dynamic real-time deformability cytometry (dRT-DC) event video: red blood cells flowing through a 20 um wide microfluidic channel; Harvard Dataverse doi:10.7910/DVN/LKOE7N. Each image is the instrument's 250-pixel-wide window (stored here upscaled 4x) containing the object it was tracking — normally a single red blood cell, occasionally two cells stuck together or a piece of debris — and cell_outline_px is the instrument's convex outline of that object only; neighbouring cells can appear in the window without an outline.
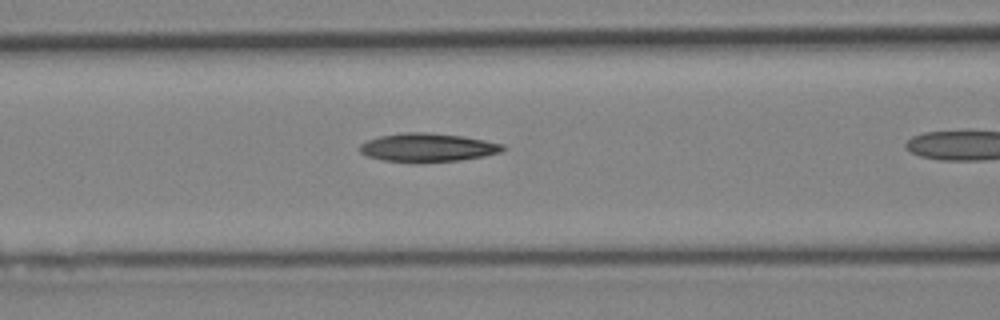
{"species": "Egyptian fruit bat (a non-hibernating species)", "species_latin": "Rousettus aegyptiacus", "temperature_condition": "cold", "stored_images_in_passage": 12, "camera_frame_rate_fps": 3000, "um_per_image_px": 0.085, "animal": {"sex": "female"}, "frame": {"image": 1, "passage_image": 9, "time_ms": 2.667, "image_size_px": [1000, 320], "cell_outline_px": [[504, 148], [500, 152], [484, 156], [456, 160], [384, 160], [368, 156], [360, 152], [360, 144], [368, 140], [380, 136], [404, 132], [428, 132], [460, 136], [484, 140], [504, 144]], "centroid_in_image_um": [36.35, 12.5], "position_along_channel_um": 130.2, "area_um2": 22.77}}